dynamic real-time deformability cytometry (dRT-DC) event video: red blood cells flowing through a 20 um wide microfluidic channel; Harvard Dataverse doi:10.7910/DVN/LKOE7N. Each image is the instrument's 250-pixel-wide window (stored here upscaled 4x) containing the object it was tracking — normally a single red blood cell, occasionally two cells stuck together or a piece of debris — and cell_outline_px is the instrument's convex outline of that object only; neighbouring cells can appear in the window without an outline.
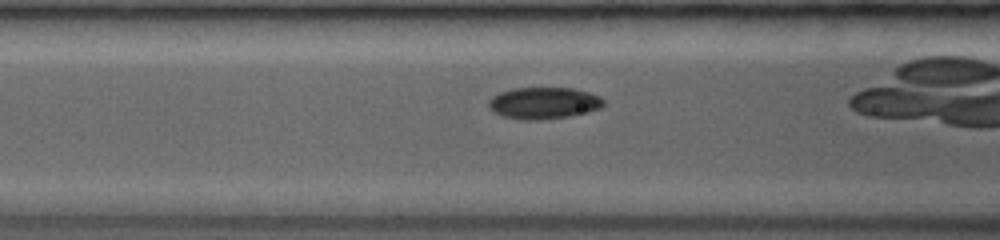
{"species": "common noctule bat (a hibernating species)", "species_latin": "Nyctalus noctula", "temperature_condition": "room temperature", "stored_images_in_passage": 43, "camera_frame_rate_fps": 3500, "um_per_image_px": 0.085, "animal": {"sex": "female", "body_mass_g": 19.0, "forearm_length_mm": 53.3}, "frame": {"image": 1, "passage_image": 16, "time_ms": 4.286, "image_size_px": [1000, 240], "cell_outline_px": [[604, 104], [600, 108], [568, 116], [536, 120], [524, 120], [504, 116], [496, 112], [488, 104], [500, 92], [512, 88], [572, 88], [588, 92], [604, 100]], "centroid_in_image_um": [46.24, 8.75], "position_along_channel_um": 120.4, "area_um2": 20.58}}
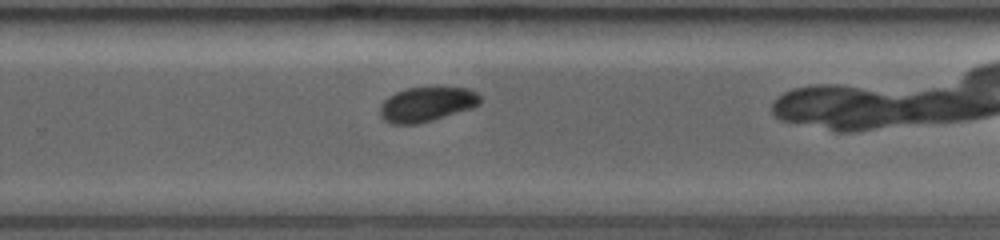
{"frame": {"image": 2, "passage_image": 31, "time_ms": 8.571, "image_size_px": [1000, 240], "cell_outline_px": [[480, 100], [472, 108], [432, 120], [416, 124], [392, 124], [384, 120], [380, 116], [380, 104], [388, 96], [396, 92], [408, 88], [468, 88], [476, 92], [480, 96]], "centroid_in_image_um": [36.22, 8.87], "position_along_channel_um": 293.6, "area_um2": 19.94}}
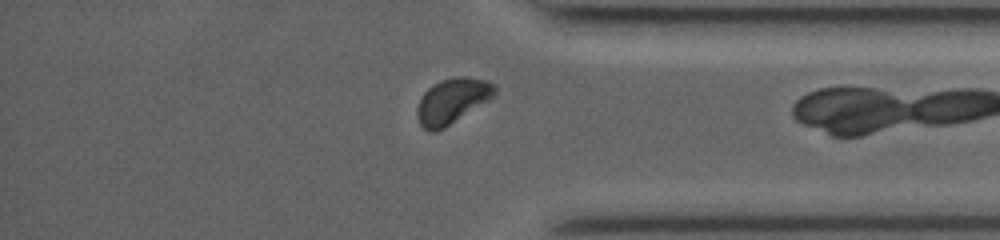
{"frame": {"image": 3, "passage_image": 40, "time_ms": 11.143, "image_size_px": [1000, 240], "cell_outline_px": [[496, 96], [444, 128], [436, 132], [428, 132], [420, 124], [416, 116], [416, 108], [424, 92], [432, 84], [440, 80], [452, 76], [468, 76], [484, 80], [492, 84], [496, 88]], "centroid_in_image_um": [38.42, 8.58], "position_along_channel_um": 396.8, "area_um2": 20.69}}